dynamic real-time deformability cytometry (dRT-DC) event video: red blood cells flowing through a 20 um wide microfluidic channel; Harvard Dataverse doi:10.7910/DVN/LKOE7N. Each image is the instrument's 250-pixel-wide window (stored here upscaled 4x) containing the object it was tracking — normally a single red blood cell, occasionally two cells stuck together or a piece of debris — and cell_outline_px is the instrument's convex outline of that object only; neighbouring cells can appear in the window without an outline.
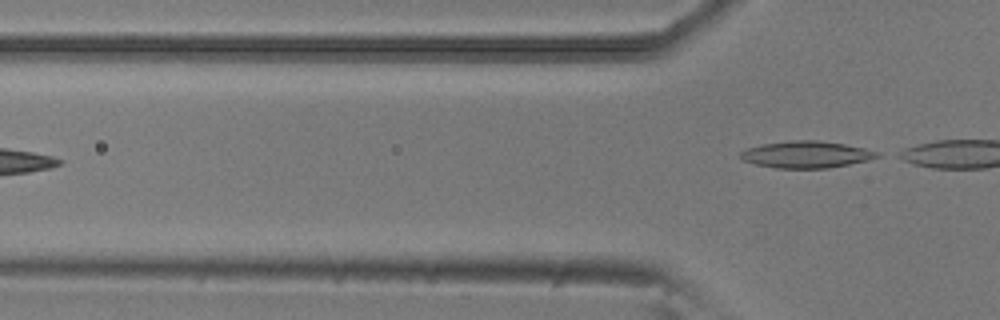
{"species": "common noctule bat (a hibernating species)", "species_latin": "Nyctalus noctula", "temperature_condition": "room temperature", "stored_images_in_passage": 6, "camera_frame_rate_fps": 3000, "um_per_image_px": 0.085, "animal": {"sex": "male", "body_mass_g": 20.5, "forearm_length_mm": 52.5}, "frame": {"image": 1, "passage_image": 6, "time_ms": 1.667, "image_size_px": [1000, 320], "cell_outline_px": [[880, 156], [868, 160], [828, 168], [776, 168], [756, 164], [744, 160], [740, 156], [740, 152], [748, 148], [760, 144], [792, 140], [816, 140], [844, 144], [864, 148], [880, 152]], "centroid_in_image_um": [68.54, 13.13], "position_along_channel_um": 57.3, "area_um2": 21.21}}